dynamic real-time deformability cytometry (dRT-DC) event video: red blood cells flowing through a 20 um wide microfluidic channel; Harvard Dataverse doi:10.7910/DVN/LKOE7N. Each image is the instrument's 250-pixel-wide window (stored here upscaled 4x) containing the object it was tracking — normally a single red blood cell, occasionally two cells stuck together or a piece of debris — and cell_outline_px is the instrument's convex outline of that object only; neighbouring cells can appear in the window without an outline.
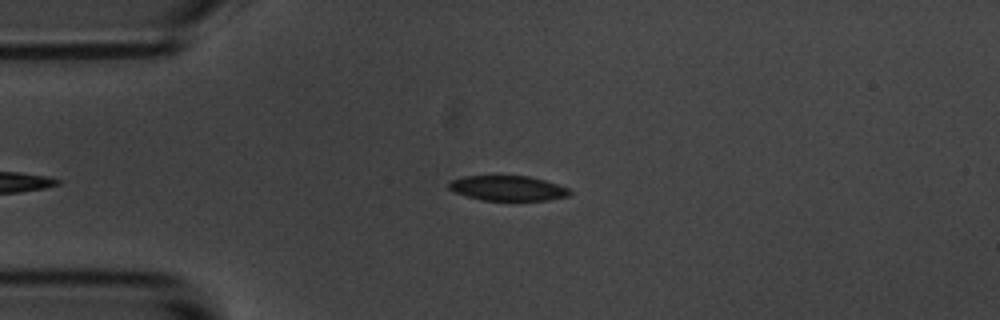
{"species": "common noctule bat (a hibernating species)", "species_latin": "Nyctalus noctula", "temperature_condition": "room temperature", "stored_images_in_passage": 4, "camera_frame_rate_fps": 3000, "um_per_image_px": 0.085, "animal": {"sex": "male", "body_mass_g": 20.1, "forearm_length_mm": 53.5}, "frame": {"image": 1, "passage_image": 3, "time_ms": 2.333, "image_size_px": [1000, 320], "cell_outline_px": [[572, 192], [568, 196], [548, 200], [480, 200], [456, 192], [448, 188], [448, 184], [452, 180], [464, 176], [528, 176], [544, 180], [568, 188]], "centroid_in_image_um": [43.17, 16.0], "position_along_channel_um": 41.8, "area_um2": 17.4}}